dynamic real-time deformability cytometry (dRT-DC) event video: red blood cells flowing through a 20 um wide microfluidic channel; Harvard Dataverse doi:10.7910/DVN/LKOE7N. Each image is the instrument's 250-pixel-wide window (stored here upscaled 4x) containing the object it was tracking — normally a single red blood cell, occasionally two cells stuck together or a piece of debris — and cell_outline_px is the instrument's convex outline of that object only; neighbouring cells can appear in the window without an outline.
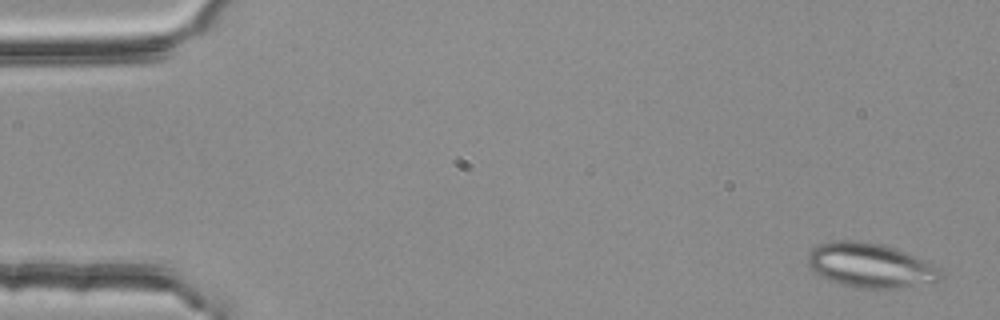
{"species": "common noctule bat (a hibernating species)", "species_latin": "Nyctalus noctula", "temperature_condition": "room temperature", "stored_images_in_passage": 52, "camera_frame_rate_fps": 3000, "um_per_image_px": 0.085, "animal": {"sex": "female", "body_mass_g": 25.1}, "frame": {"image": 1, "passage_image": 2, "time_ms": 0.333, "image_size_px": [1000, 320], "cell_outline_px": [[944, 276], [940, 280], [896, 288], [852, 288], [828, 280], [820, 276], [808, 264], [808, 252], [812, 248], [820, 244], [832, 240], [856, 240], [880, 244], [896, 248], [940, 268]], "centroid_in_image_um": [73.94, 22.55], "position_along_channel_um": 11.1, "area_um2": 34.28}}
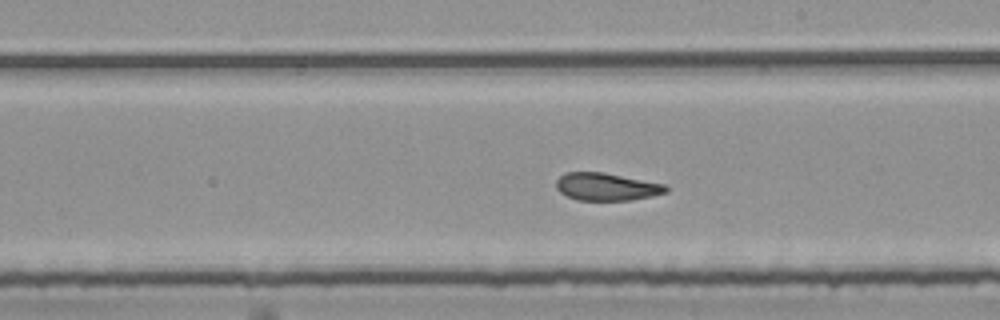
{"frame": {"image": 2, "passage_image": 31, "time_ms": 10.0, "image_size_px": [1000, 320], "cell_outline_px": [[668, 192], [652, 196], [628, 200], [576, 200], [560, 192], [556, 188], [556, 180], [564, 172], [604, 172], [664, 184], [668, 188]], "centroid_in_image_um": [51.54, 15.87], "position_along_channel_um": 237.5, "area_um2": 17.63}}
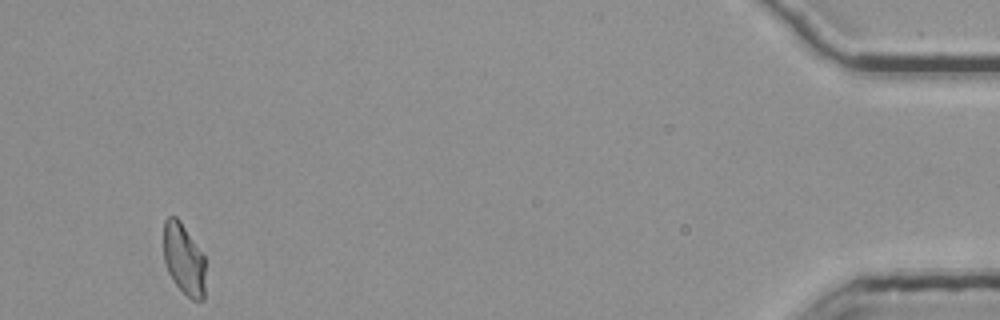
{"frame": {"image": 3, "passage_image": 52, "time_ms": 17.0, "image_size_px": [1000, 320], "cell_outline_px": [[204, 300], [192, 300], [176, 284], [168, 272], [164, 260], [164, 220], [168, 216], [176, 216], [180, 220], [204, 256]], "centroid_in_image_um": [15.61, 22.01], "position_along_channel_um": 419.6, "area_um2": 17.17}, "authors_computed_cell_mechanics": {"area_um2": 18.9295, "velocity_mm_per_s": 3.7489, "shape_relaxation_time_tau1_ms": null, "shape_relaxation_time_tau2_ms": 1.5164, "deformation_change_tau1": null, "deformation_change_tau2": 0.0823}}